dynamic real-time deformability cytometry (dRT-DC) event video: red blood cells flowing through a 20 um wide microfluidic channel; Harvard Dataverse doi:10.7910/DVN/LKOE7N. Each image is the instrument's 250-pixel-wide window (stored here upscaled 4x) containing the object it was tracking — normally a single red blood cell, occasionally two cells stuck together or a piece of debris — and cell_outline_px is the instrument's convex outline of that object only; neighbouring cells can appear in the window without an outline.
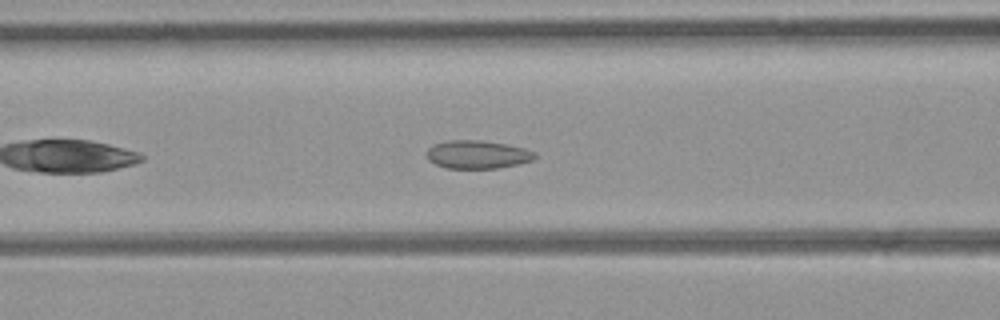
{"species": "common noctule bat (a hibernating species)", "species_latin": "Nyctalus noctula", "temperature_condition": "room temperature", "stored_images_in_passage": 29, "camera_frame_rate_fps": 3000, "um_per_image_px": 0.085, "animal": {"sex": "female", "body_mass_g": 21.9}, "frame": {"image": 1, "passage_image": 9, "time_ms": 2.667, "image_size_px": [1000, 320], "cell_outline_px": [[536, 156], [532, 160], [516, 164], [496, 168], [444, 168], [428, 160], [424, 152], [432, 144], [448, 140], [484, 140], [524, 148], [536, 152]], "centroid_in_image_um": [40.52, 13.12], "position_along_channel_um": 126.1, "area_um2": 17.86}}
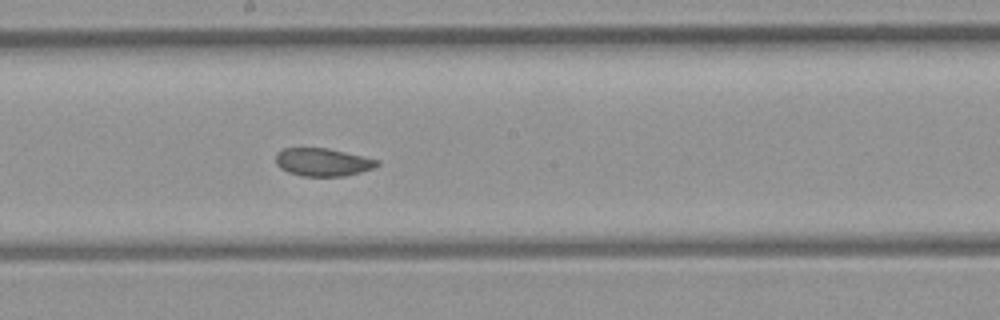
{"frame": {"image": 2, "passage_image": 16, "time_ms": 5.0, "image_size_px": [1000, 320], "cell_outline_px": [[380, 164], [372, 168], [360, 172], [344, 176], [300, 176], [288, 172], [280, 168], [276, 164], [276, 152], [284, 148], [328, 148], [380, 160]], "centroid_in_image_um": [27.41, 13.78], "position_along_channel_um": 220.8, "area_um2": 16.53}}
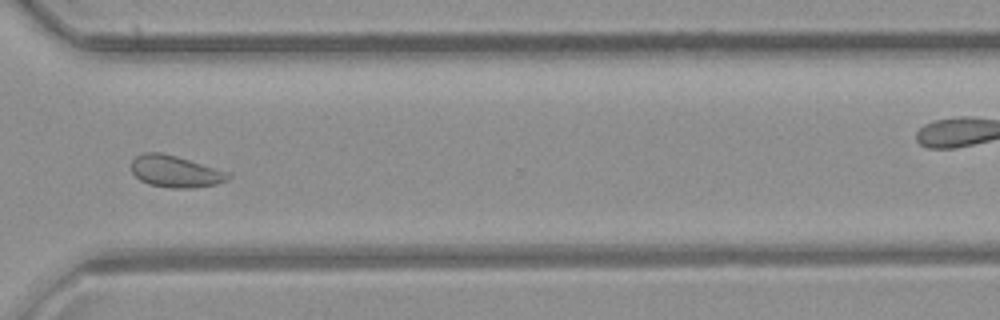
{"frame": {"image": 3, "passage_image": 26, "time_ms": 8.333, "image_size_px": [1000, 320], "cell_outline_px": [[232, 176], [228, 180], [216, 184], [192, 188], [168, 188], [148, 184], [140, 180], [132, 172], [132, 160], [136, 156], [144, 152], [160, 152], [176, 156], [232, 172]], "centroid_in_image_um": [14.95, 14.58], "position_along_channel_um": 355.7, "area_um2": 18.15}, "authors_computed_cell_mechanics": {"area_um2": 17.2822, "velocity_mm_per_s": 4.0573, "shape_relaxation_time_tau1_ms": null, "shape_relaxation_time_tau2_ms": 1.1551, "deformation_change_tau1": null, "deformation_change_tau2": 0.0676}}